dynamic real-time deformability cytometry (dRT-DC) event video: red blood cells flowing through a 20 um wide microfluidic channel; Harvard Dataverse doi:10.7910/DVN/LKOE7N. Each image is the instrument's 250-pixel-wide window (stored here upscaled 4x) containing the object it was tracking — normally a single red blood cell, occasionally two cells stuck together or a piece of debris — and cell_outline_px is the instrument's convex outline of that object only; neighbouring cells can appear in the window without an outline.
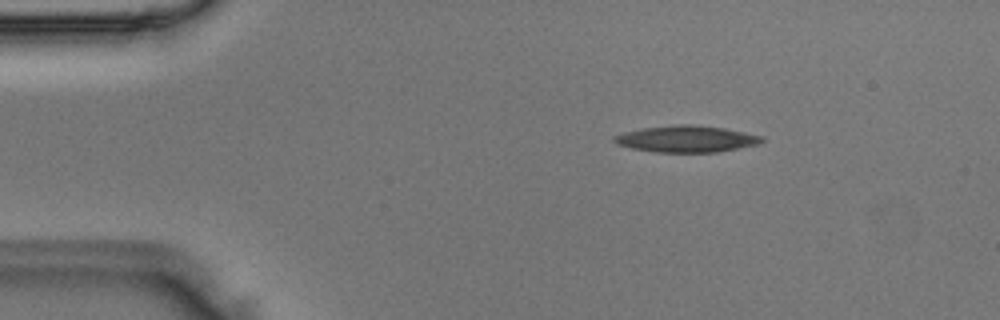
{"species": "Egyptian fruit bat (a non-hibernating species)", "species_latin": "Rousettus aegyptiacus", "temperature_condition": "room temperature", "stored_images_in_passage": 41, "camera_frame_rate_fps": 3000, "um_per_image_px": 0.085, "animal": {"sex": "male"}, "frame": {"image": 1, "passage_image": 1, "time_ms": 0.0, "image_size_px": [1000, 320], "cell_outline_px": [[764, 140], [756, 144], [716, 152], [656, 152], [632, 148], [616, 144], [612, 140], [612, 136], [624, 132], [640, 128], [676, 124], [692, 124], [724, 128], [764, 136]], "centroid_in_image_um": [58.29, 11.79], "position_along_channel_um": 26.7, "area_um2": 22.83}}
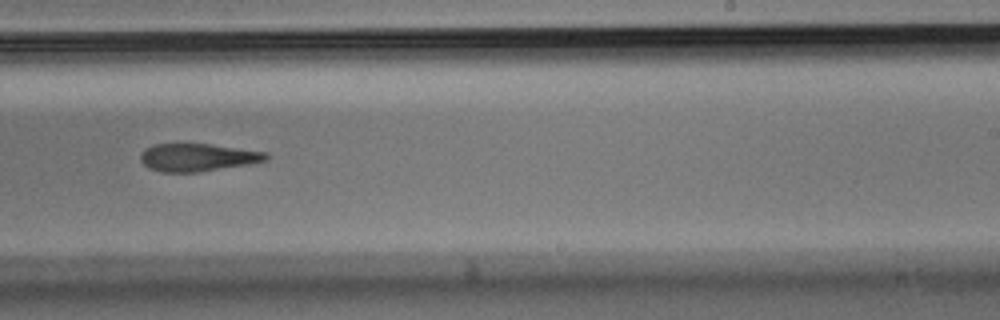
{"frame": {"image": 2, "passage_image": 23, "time_ms": 7.333, "image_size_px": [1000, 320], "cell_outline_px": [[268, 160], [248, 164], [200, 172], [160, 172], [148, 168], [140, 160], [140, 156], [144, 148], [152, 144], [208, 144], [268, 152]], "centroid_in_image_um": [16.77, 13.38], "position_along_channel_um": 272.2, "area_um2": 20.35}}
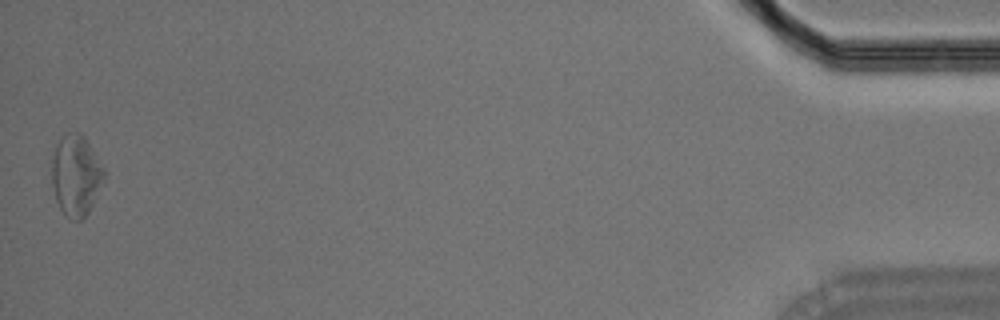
{"frame": {"image": 3, "passage_image": 41, "time_ms": 13.333, "image_size_px": [1000, 320], "cell_outline_px": [[104, 176], [92, 204], [88, 212], [80, 220], [68, 220], [60, 208], [56, 200], [52, 184], [52, 160], [56, 144], [64, 132], [80, 132], [84, 136], [104, 168]], "centroid_in_image_um": [6.42, 14.88], "position_along_channel_um": 428.8, "area_um2": 24.39}}